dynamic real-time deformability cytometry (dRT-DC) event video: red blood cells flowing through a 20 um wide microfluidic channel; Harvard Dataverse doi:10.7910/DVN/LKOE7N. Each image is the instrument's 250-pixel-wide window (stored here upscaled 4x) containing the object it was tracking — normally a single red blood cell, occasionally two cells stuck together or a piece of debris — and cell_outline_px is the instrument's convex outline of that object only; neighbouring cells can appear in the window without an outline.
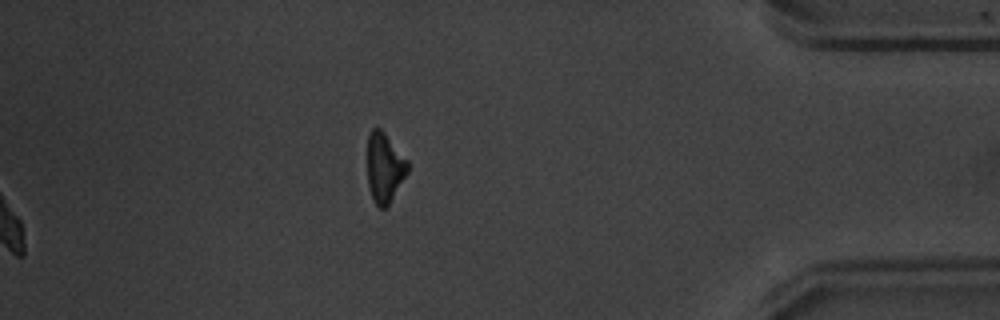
{"species": "common noctule bat (a hibernating species)", "species_latin": "Nyctalus noctula", "temperature_condition": "warm", "stored_images_in_passage": 39, "camera_frame_rate_fps": 3000, "um_per_image_px": 0.085, "animal": {"sex": "male", "body_mass_g": 20.1, "forearm_length_mm": 53.5}, "frame": {"image": 1, "passage_image": 39, "time_ms": 12.667, "image_size_px": [1000, 320], "cell_outline_px": [[408, 172], [388, 204], [384, 208], [380, 208], [372, 200], [368, 188], [368, 136], [372, 128], [380, 128], [384, 132], [408, 160]], "centroid_in_image_um": [32.68, 14.24], "position_along_channel_um": 402.5, "area_um2": 16.24}, "authors_computed_cell_mechanics": {"area_um2": 16.762, "velocity_mm_per_s": 3.7823, "shape_relaxation_time_tau1_ms": 3.7838, "shape_relaxation_time_tau2_ms": 2.0086, "deformation_change_tau1": 0.1665, "deformation_change_tau2": 0.0512}}